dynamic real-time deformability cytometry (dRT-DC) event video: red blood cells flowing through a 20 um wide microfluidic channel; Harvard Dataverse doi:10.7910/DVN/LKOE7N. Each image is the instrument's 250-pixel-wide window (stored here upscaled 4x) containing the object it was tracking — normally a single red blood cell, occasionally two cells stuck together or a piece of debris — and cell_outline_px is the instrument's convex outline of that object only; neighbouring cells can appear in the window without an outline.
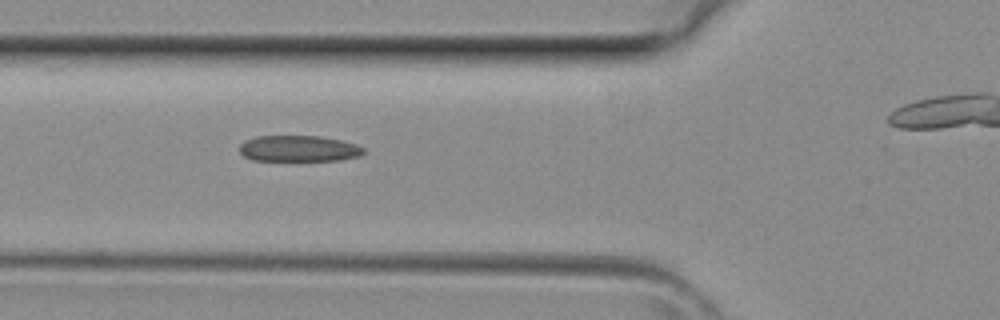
{"species": "common noctule bat (a hibernating species)", "species_latin": "Nyctalus noctula", "temperature_condition": "room temperature", "stored_images_in_passage": 4, "camera_frame_rate_fps": 3000, "um_per_image_px": 0.085, "animal": {"sex": "female", "body_mass_g": 29.2, "forearm_length_mm": 56.3}, "frame": {"image": 1, "passage_image": 2, "time_ms": 0.333, "image_size_px": [1000, 320], "cell_outline_px": [[364, 152], [360, 156], [340, 160], [252, 160], [244, 156], [240, 152], [240, 144], [244, 140], [256, 136], [320, 136], [340, 140], [356, 144], [364, 148]], "centroid_in_image_um": [25.38, 12.62], "position_along_channel_um": 100.4, "area_um2": 18.84}}
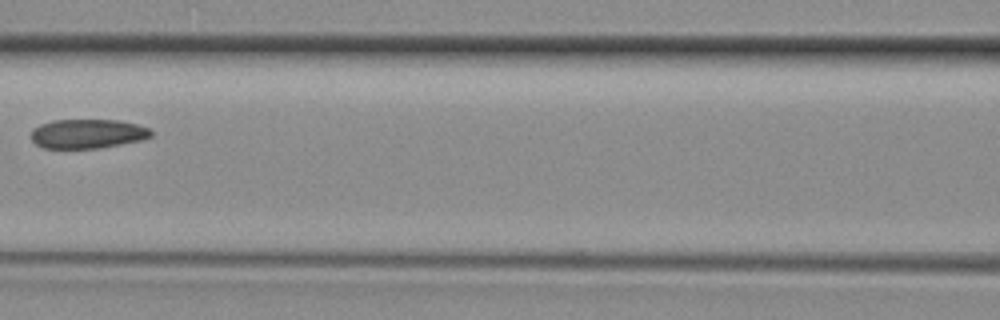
{"frame": {"image": 2, "passage_image": 4, "time_ms": 1.0, "image_size_px": [1000, 320], "cell_outline_px": [[152, 136], [144, 140], [100, 148], [44, 148], [36, 144], [32, 140], [32, 128], [40, 124], [52, 120], [120, 120], [152, 128]], "centroid_in_image_um": [7.49, 11.36], "position_along_channel_um": 159.1, "area_um2": 20.69}}